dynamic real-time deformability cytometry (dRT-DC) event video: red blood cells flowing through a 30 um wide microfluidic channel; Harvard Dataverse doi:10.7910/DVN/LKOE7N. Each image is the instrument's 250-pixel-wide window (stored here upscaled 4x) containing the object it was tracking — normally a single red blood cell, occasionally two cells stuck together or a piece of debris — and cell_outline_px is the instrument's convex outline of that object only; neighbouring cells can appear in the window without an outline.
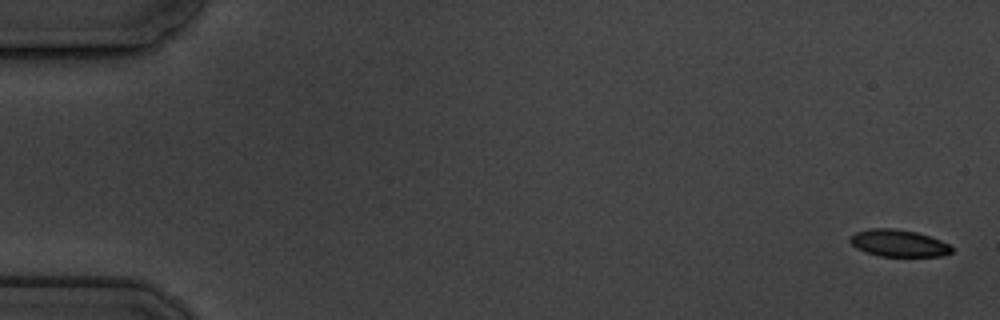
{"species": "common noctule bat (a hibernating species)", "species_latin": "Nyctalus noctula", "temperature_condition": "cold", "stored_images_in_passage": 5, "camera_frame_rate_fps": 3000, "um_per_image_px": 0.085, "animal": {"sex": "male", "body_mass_g": 19.5, "forearm_length_mm": 54.6}, "frame": {"image": 1, "passage_image": 1, "time_ms": 0.0, "image_size_px": [1000, 320], "cell_outline_px": [[952, 252], [940, 256], [880, 256], [864, 252], [856, 248], [848, 240], [848, 236], [856, 232], [872, 228], [892, 228], [916, 232], [940, 240], [948, 244], [952, 248]], "centroid_in_image_um": [76.32, 20.67], "position_along_channel_um": 8.7, "area_um2": 15.95}}
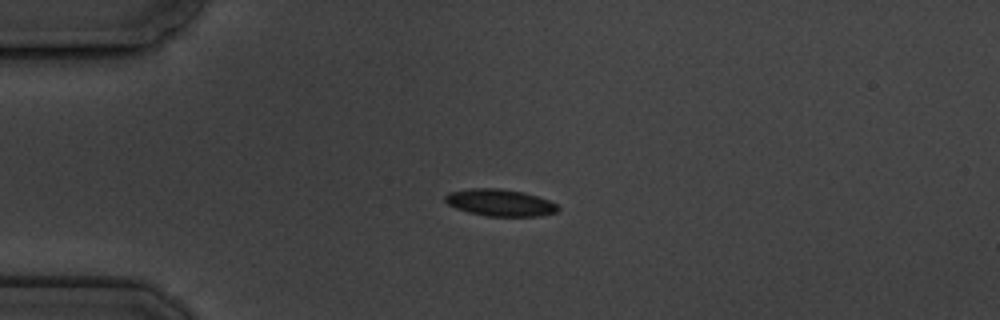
{"frame": {"image": 2, "passage_image": 5, "time_ms": 4.333, "image_size_px": [1000, 320], "cell_outline_px": [[560, 208], [556, 212], [540, 216], [484, 216], [468, 212], [456, 208], [448, 204], [444, 200], [444, 196], [448, 192], [472, 188], [500, 188], [524, 192], [548, 200], [556, 204]], "centroid_in_image_um": [42.48, 17.22], "position_along_channel_um": 42.5, "area_um2": 17.74}}